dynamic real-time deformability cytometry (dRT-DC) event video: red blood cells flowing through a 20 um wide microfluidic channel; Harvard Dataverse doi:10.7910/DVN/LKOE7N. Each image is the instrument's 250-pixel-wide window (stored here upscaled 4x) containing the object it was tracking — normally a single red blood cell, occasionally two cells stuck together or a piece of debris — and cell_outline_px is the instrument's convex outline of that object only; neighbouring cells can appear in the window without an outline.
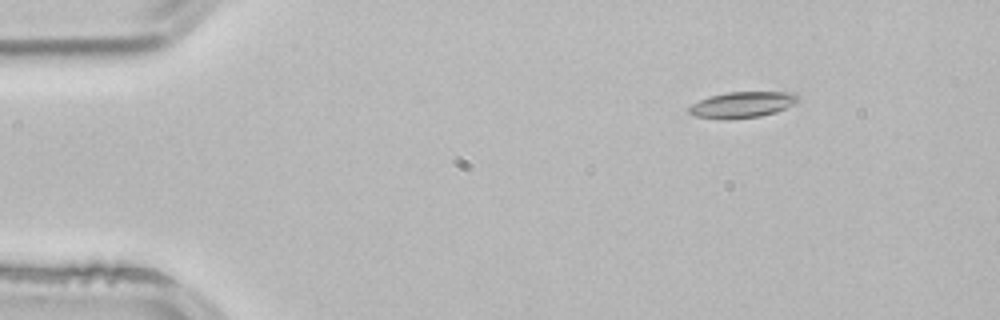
{"species": "common noctule bat (a hibernating species)", "species_latin": "Nyctalus noctula", "temperature_condition": "room temperature", "stored_images_in_passage": 2, "camera_frame_rate_fps": 3000, "um_per_image_px": 0.085, "animal": {"sex": "male", "body_mass_g": 21.5, "forearm_length_mm": 52.0}, "frame": {"image": 1, "passage_image": 1, "time_ms": 0.0, "image_size_px": [1000, 320], "cell_outline_px": [[800, 96], [792, 104], [776, 112], [760, 116], [728, 120], [692, 116], [688, 112], [688, 108], [692, 104], [700, 100], [712, 96], [728, 92], [796, 92]], "centroid_in_image_um": [63.07, 8.91], "position_along_channel_um": 21.9, "area_um2": 16.47}}
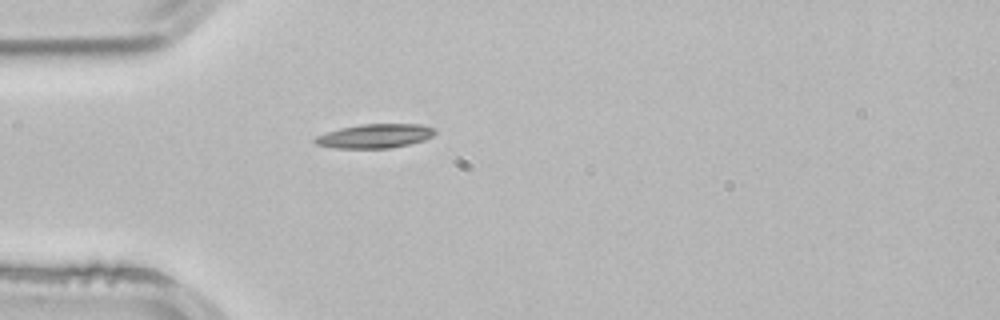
{"frame": {"image": 2, "passage_image": 2, "time_ms": 0.333, "image_size_px": [1000, 320], "cell_outline_px": [[436, 132], [432, 136], [424, 140], [408, 144], [388, 148], [336, 148], [316, 144], [312, 140], [316, 136], [324, 132], [340, 128], [360, 124], [420, 124], [436, 128]], "centroid_in_image_um": [31.85, 11.55], "position_along_channel_um": 53.1, "area_um2": 16.88}}